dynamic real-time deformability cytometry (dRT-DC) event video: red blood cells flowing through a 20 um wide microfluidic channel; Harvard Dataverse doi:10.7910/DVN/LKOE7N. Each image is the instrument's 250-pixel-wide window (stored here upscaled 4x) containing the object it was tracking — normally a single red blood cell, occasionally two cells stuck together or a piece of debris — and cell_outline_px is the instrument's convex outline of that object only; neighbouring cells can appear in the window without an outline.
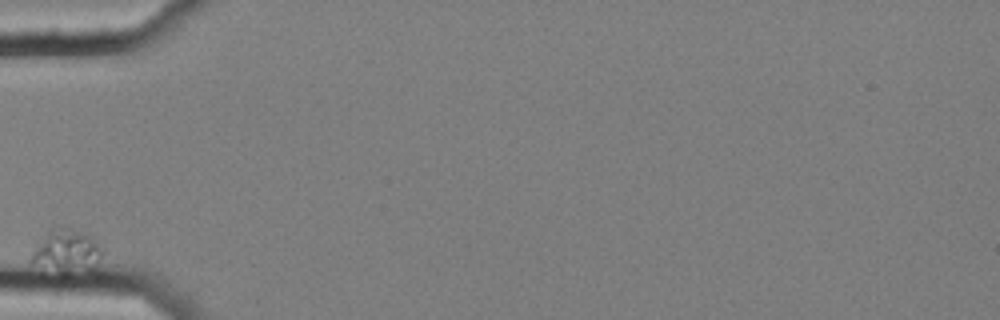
{"species": "common noctule bat (a hibernating species)", "species_latin": "Nyctalus noctula", "temperature_condition": "cold", "stored_images_in_passage": 5, "camera_frame_rate_fps": 3000, "um_per_image_px": 0.085, "animal": {"sex": "female", "body_mass_g": 25.1}, "frame": {"image": 1, "passage_image": 1, "time_ms": 0.0, "image_size_px": [1000, 320], "cell_outline_px": [[104, 252], [96, 268], [92, 272], [60, 268], [32, 264], [32, 252], [48, 232], [52, 228], [72, 228], [88, 236]], "centroid_in_image_um": [5.74, 21.32], "position_along_channel_um": 79.3, "area_um2": 16.47}}